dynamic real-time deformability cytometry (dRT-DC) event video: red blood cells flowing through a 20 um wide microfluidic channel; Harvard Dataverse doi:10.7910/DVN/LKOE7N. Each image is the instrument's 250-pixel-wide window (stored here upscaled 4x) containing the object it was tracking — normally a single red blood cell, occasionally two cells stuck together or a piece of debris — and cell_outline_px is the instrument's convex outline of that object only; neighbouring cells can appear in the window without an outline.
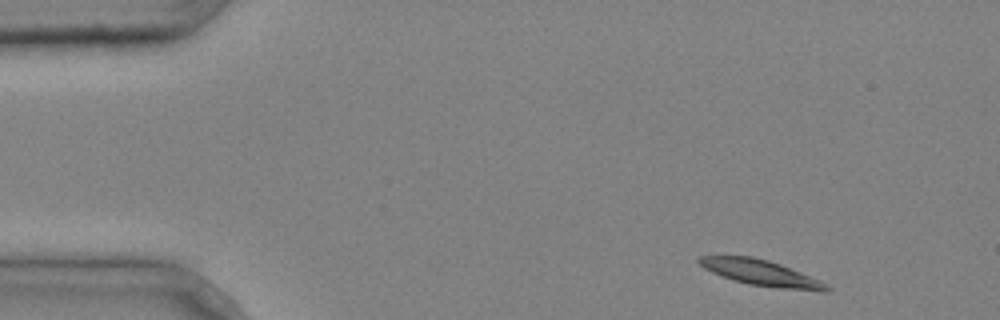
{"species": "common noctule bat (a hibernating species)", "species_latin": "Nyctalus noctula", "temperature_condition": "cold", "stored_images_in_passage": 3, "camera_frame_rate_fps": 3000, "um_per_image_px": 0.085, "animal": {"sex": "male", "body_mass_g": 20.4}, "frame": {"image": 1, "passage_image": 1, "time_ms": 0.0, "image_size_px": [1000, 320], "cell_outline_px": [[832, 292], [820, 292], [776, 288], [748, 284], [732, 280], [712, 272], [704, 268], [696, 260], [700, 256], [752, 256], [768, 260], [780, 264], [820, 280], [828, 284], [832, 288]], "centroid_in_image_um": [64.76, 23.22], "position_along_channel_um": 20.2, "area_um2": 19.36}}